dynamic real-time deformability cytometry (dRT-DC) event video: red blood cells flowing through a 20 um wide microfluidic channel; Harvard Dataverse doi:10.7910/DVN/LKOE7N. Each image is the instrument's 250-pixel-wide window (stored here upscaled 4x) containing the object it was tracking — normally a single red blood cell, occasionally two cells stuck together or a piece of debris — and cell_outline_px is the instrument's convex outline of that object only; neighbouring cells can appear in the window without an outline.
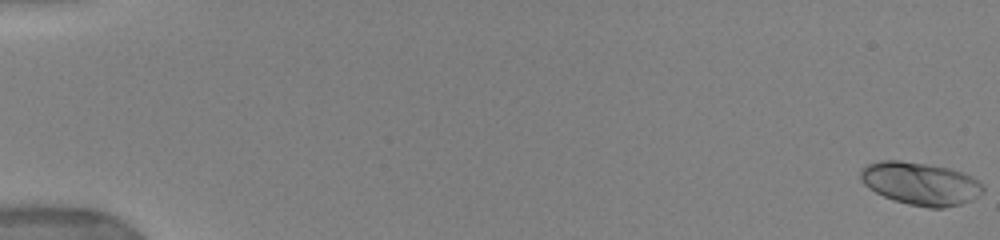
{"species": "human", "species_latin": "Homo sapiens", "temperature_condition": "warm", "stored_images_in_passage": 44, "camera_frame_rate_fps": 3000, "um_per_image_px": 0.085, "donor": {"sex": "female"}, "frame": {"image": 1, "passage_image": 1, "time_ms": 0.0, "image_size_px": [1000, 240], "cell_outline_px": [[984, 192], [972, 200], [960, 204], [944, 208], [928, 208], [908, 204], [884, 196], [868, 188], [860, 180], [860, 168], [868, 164], [880, 160], [900, 160], [948, 168], [964, 172], [972, 176], [984, 184]], "centroid_in_image_um": [78.25, 15.6], "position_along_channel_um": 6.7, "area_um2": 30.69}}
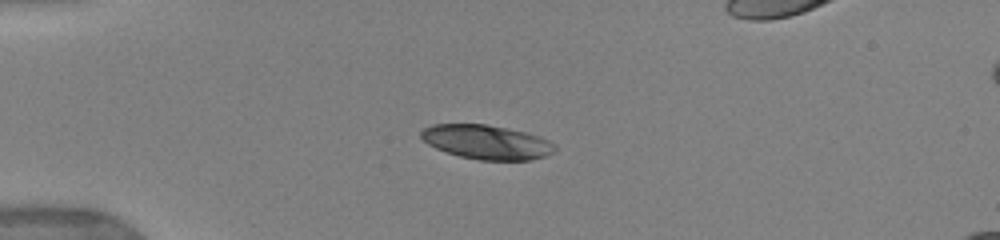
{"frame": {"image": 2, "passage_image": 11, "time_ms": 4.667, "image_size_px": [1000, 240], "cell_outline_px": [[556, 152], [532, 160], [480, 160], [460, 156], [436, 148], [428, 144], [420, 136], [420, 132], [424, 128], [432, 124], [484, 124], [508, 128], [528, 132], [540, 136], [556, 144]], "centroid_in_image_um": [41.41, 12.07], "position_along_channel_um": 43.6, "area_um2": 26.82}}
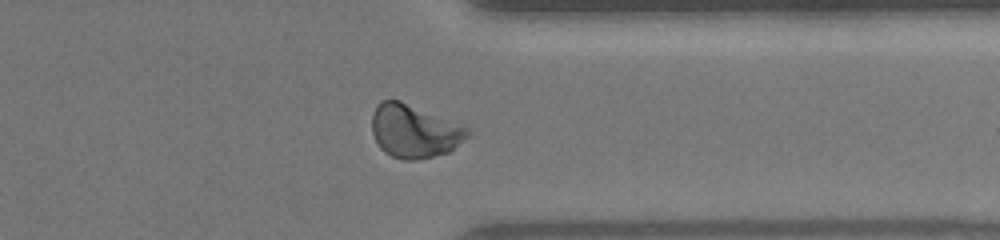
{"frame": {"image": 3, "passage_image": 35, "time_ms": 14.0, "image_size_px": [1000, 240], "cell_outline_px": [[468, 136], [452, 152], [416, 160], [404, 160], [392, 156], [384, 152], [380, 148], [372, 132], [372, 112], [376, 104], [380, 100], [400, 100], [468, 128]], "centroid_in_image_um": [35.18, 11.16], "position_along_channel_um": 376.2, "area_um2": 29.59}, "authors_computed_cell_mechanics": {"area_um2": 28.2064, "velocity_mm_per_s": 3.9132, "shape_relaxation_time_tau1_ms": 2.7001, "shape_relaxation_time_tau2_ms": 0.9822, "deformation_change_tau1": 0.1595, "deformation_change_tau2": 0.0547}}